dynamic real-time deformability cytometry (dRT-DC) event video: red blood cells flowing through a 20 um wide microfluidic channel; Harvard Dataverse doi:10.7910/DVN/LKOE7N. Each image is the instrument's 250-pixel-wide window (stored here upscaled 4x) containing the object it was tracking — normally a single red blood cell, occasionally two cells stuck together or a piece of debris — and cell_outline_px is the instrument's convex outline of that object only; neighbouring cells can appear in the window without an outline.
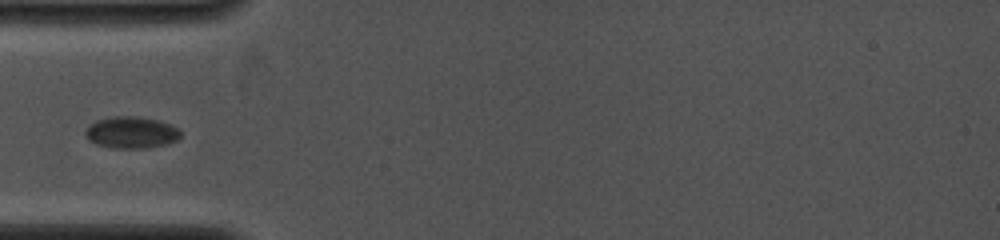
{"species": "common noctule bat (a hibernating species)", "species_latin": "Nyctalus noctula", "temperature_condition": "cold", "stored_images_in_passage": 44, "camera_frame_rate_fps": 4000, "um_per_image_px": 0.085, "animal": {"sex": "female", "body_mass_g": 19.0, "forearm_length_mm": 53.3}, "frame": {"image": 1, "passage_image": 1, "time_ms": 0.0, "image_size_px": [1000, 240], "cell_outline_px": [[180, 136], [176, 140], [168, 144], [144, 148], [112, 148], [96, 144], [88, 140], [84, 132], [88, 124], [96, 120], [112, 116], [136, 116], [160, 120], [176, 128], [180, 132]], "centroid_in_image_um": [11.11, 11.25], "position_along_channel_um": 73.9, "area_um2": 17.69}}
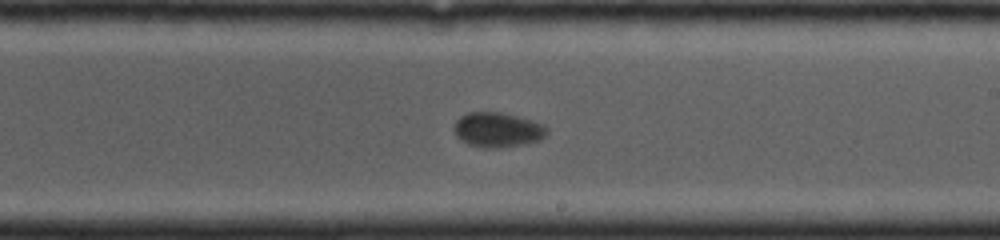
{"frame": {"image": 2, "passage_image": 19, "time_ms": 4.25, "image_size_px": [1000, 240], "cell_outline_px": [[548, 132], [540, 140], [524, 144], [496, 148], [484, 148], [468, 144], [460, 140], [456, 136], [452, 128], [456, 120], [460, 116], [468, 112], [500, 112], [532, 120], [548, 128]], "centroid_in_image_um": [42.25, 11.03], "position_along_channel_um": 246.8, "area_um2": 18.9}}
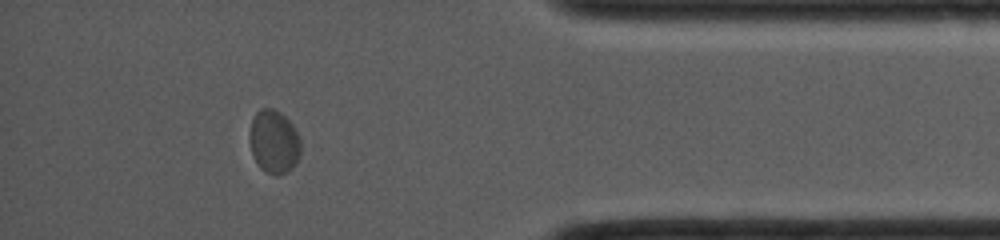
{"frame": {"image": 3, "passage_image": 36, "time_ms": 8.75, "image_size_px": [1000, 240], "cell_outline_px": [[300, 156], [296, 164], [292, 168], [284, 172], [268, 172], [260, 168], [252, 152], [248, 136], [252, 120], [256, 112], [260, 108], [272, 108], [280, 112], [296, 128], [300, 140]], "centroid_in_image_um": [23.29, 11.99], "position_along_channel_um": 411.9, "area_um2": 18.67}}